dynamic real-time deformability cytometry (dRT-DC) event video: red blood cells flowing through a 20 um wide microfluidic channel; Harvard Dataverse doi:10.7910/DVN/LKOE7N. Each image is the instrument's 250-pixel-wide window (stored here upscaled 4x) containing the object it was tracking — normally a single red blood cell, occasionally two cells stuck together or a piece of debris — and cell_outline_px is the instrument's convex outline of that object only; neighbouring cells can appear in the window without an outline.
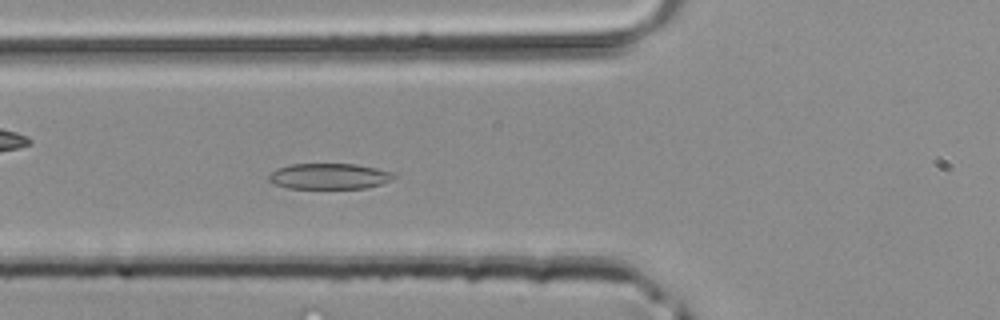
{"species": "common noctule bat (a hibernating species)", "species_latin": "Nyctalus noctula", "temperature_condition": "room temperature", "stored_images_in_passage": 44, "camera_frame_rate_fps": 3000, "um_per_image_px": 0.085, "animal": {"sex": "male", "body_mass_g": 20.4}, "frame": {"image": 1, "passage_image": 16, "time_ms": 5.0, "image_size_px": [1000, 320], "cell_outline_px": [[396, 176], [392, 180], [380, 184], [364, 188], [288, 188], [276, 184], [268, 180], [268, 176], [276, 168], [288, 164], [356, 164], [396, 172]], "centroid_in_image_um": [28.0, 14.97], "position_along_channel_um": 97.8, "area_um2": 18.84}}
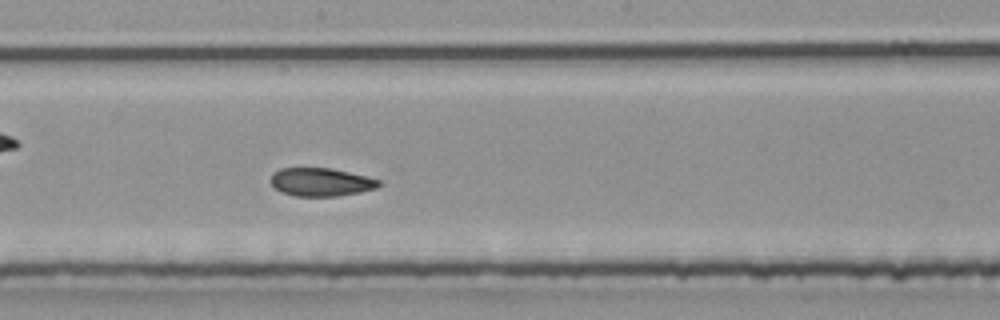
{"frame": {"image": 2, "passage_image": 24, "time_ms": 7.667, "image_size_px": [1000, 320], "cell_outline_px": [[380, 184], [376, 188], [360, 192], [340, 196], [296, 196], [280, 192], [268, 180], [272, 172], [280, 168], [332, 168], [380, 180]], "centroid_in_image_um": [27.22, 15.47], "position_along_channel_um": 221.0, "area_um2": 17.86}}
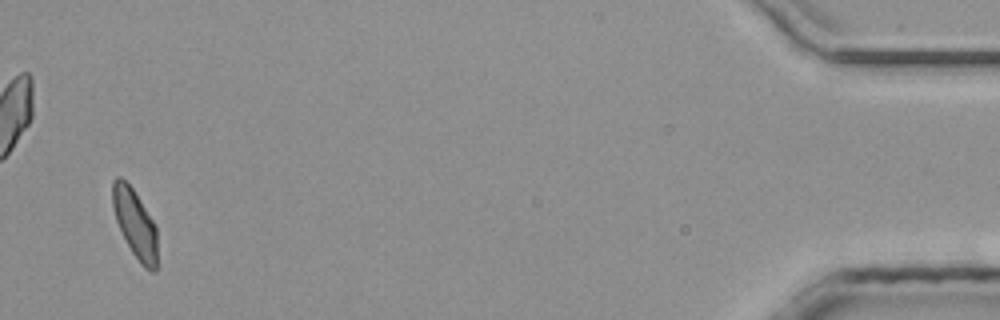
{"frame": {"image": 3, "passage_image": 43, "time_ms": 14.0, "image_size_px": [1000, 320], "cell_outline_px": [[156, 272], [152, 272], [144, 268], [140, 264], [132, 252], [116, 220], [112, 208], [112, 180], [116, 176], [120, 176], [132, 188], [156, 224]], "centroid_in_image_um": [11.47, 18.99], "position_along_channel_um": 423.7, "area_um2": 17.8}}